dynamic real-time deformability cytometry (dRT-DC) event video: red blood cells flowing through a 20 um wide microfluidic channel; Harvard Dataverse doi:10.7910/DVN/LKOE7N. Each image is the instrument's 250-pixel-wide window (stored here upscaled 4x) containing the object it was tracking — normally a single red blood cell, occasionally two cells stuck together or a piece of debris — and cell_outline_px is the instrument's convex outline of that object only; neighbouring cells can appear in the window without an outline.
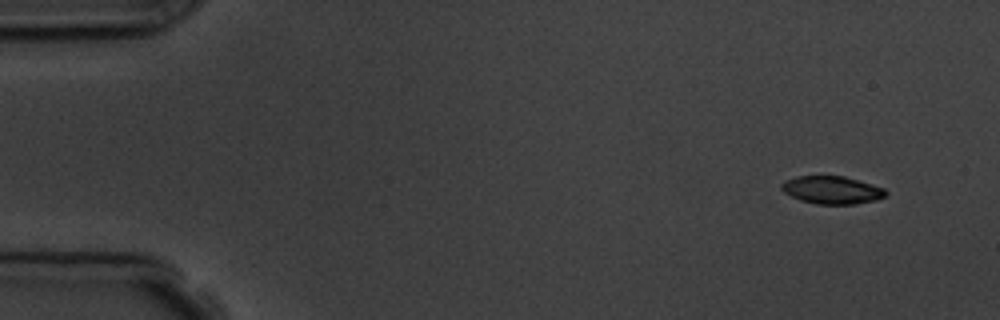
{"species": "common noctule bat (a hibernating species)", "species_latin": "Nyctalus noctula", "temperature_condition": "room temperature", "stored_images_in_passage": 10, "camera_frame_rate_fps": 3000, "um_per_image_px": 0.085, "animal": {"sex": "male", "body_mass_g": 19.5, "forearm_length_mm": 54.6}, "frame": {"image": 1, "passage_image": 1, "time_ms": 0.0, "image_size_px": [1000, 320], "cell_outline_px": [[888, 192], [884, 196], [876, 200], [856, 204], [816, 204], [800, 200], [784, 192], [780, 188], [780, 184], [784, 180], [796, 176], [844, 176], [872, 184], [884, 188]], "centroid_in_image_um": [70.69, 16.15], "position_along_channel_um": 14.3, "area_um2": 16.94}}